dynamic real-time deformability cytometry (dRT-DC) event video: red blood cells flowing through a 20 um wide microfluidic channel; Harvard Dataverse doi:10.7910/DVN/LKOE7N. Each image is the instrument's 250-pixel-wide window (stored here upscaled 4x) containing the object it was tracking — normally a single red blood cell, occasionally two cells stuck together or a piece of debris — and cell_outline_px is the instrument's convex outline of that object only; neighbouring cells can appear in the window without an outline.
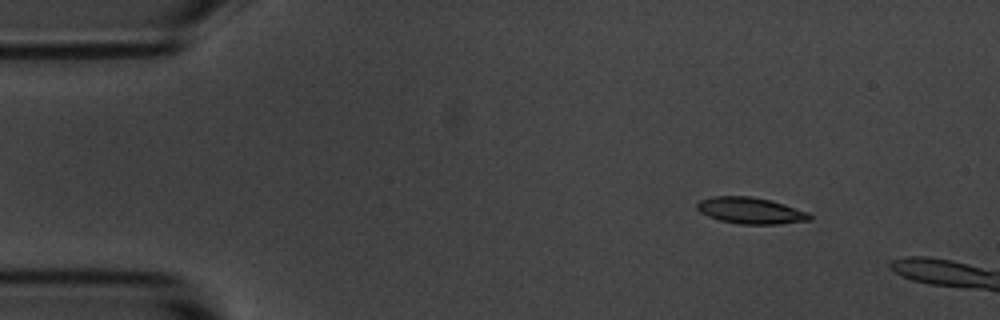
{"species": "common noctule bat (a hibernating species)", "species_latin": "Nyctalus noctula", "temperature_condition": "room temperature", "stored_images_in_passage": 5, "camera_frame_rate_fps": 3000, "um_per_image_px": 0.085, "animal": {"sex": "male", "body_mass_g": 20.1, "forearm_length_mm": 53.5}, "frame": {"image": 1, "passage_image": 3, "time_ms": 2.0, "image_size_px": [1000, 320], "cell_outline_px": [[812, 220], [776, 224], [740, 224], [720, 220], [708, 216], [700, 212], [696, 208], [696, 204], [700, 200], [712, 196], [752, 196], [784, 204], [808, 212], [812, 216]], "centroid_in_image_um": [63.79, 17.9], "position_along_channel_um": 21.2, "area_um2": 17.28}}